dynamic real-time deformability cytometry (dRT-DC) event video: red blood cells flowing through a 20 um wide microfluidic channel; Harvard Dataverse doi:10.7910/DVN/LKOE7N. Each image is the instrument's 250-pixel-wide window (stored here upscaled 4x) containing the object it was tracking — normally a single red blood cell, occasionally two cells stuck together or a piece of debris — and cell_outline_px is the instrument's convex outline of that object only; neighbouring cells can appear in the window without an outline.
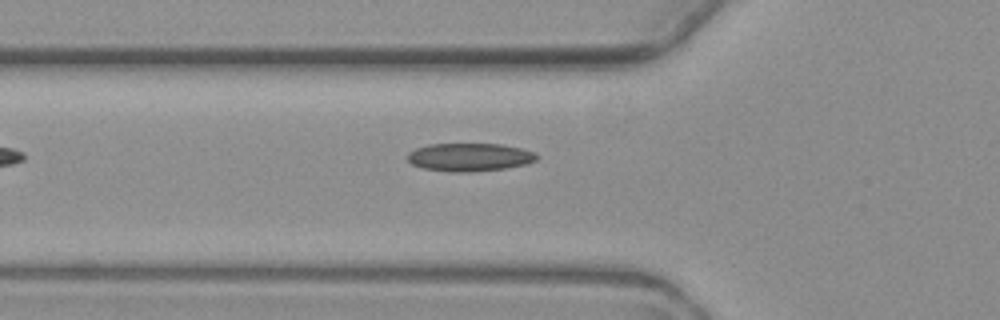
{"species": "common noctule bat (a hibernating species)", "species_latin": "Nyctalus noctula", "temperature_condition": "warm", "stored_images_in_passage": 5, "camera_frame_rate_fps": 3000, "um_per_image_px": 0.085, "animal": {"sex": "female", "body_mass_g": 19.3, "forearm_length_mm": 54.1}, "frame": {"image": 1, "passage_image": 5, "time_ms": 5.667, "image_size_px": [1000, 320], "cell_outline_px": [[536, 160], [524, 164], [504, 168], [468, 172], [448, 172], [424, 168], [412, 164], [408, 160], [408, 152], [416, 148], [428, 144], [500, 144], [520, 148], [532, 152], [536, 156]], "centroid_in_image_um": [39.85, 13.35], "position_along_channel_um": 86.0, "area_um2": 20.87}}